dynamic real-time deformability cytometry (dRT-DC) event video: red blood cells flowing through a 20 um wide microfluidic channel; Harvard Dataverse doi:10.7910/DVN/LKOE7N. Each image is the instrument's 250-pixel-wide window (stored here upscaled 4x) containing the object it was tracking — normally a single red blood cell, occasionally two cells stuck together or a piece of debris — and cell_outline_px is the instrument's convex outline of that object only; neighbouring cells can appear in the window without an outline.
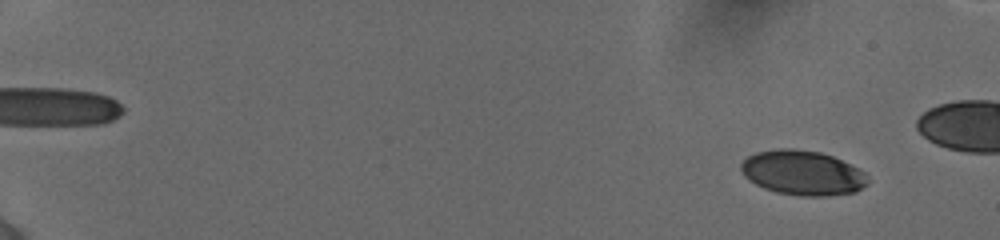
{"species": "human", "species_latin": "Homo sapiens", "temperature_condition": "cold", "stored_images_in_passage": 28, "camera_frame_rate_fps": 3000, "um_per_image_px": 0.085, "donor": {"sex": "female"}, "frame": {"image": 1, "passage_image": 4, "time_ms": 1.333, "image_size_px": [1000, 240], "cell_outline_px": [[868, 184], [856, 192], [828, 196], [800, 196], [776, 192], [764, 188], [748, 180], [744, 176], [740, 168], [740, 164], [748, 156], [756, 152], [776, 148], [792, 148], [820, 152], [832, 156], [864, 172], [868, 180]], "centroid_in_image_um": [68.19, 14.69], "position_along_channel_um": 16.8, "area_um2": 33.06}}
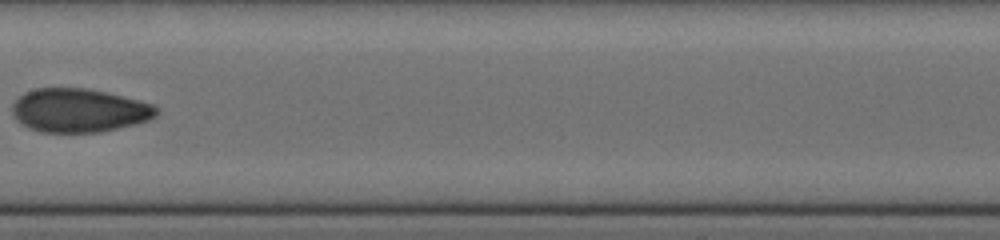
{"frame": {"image": 2, "passage_image": 22, "time_ms": 10.667, "image_size_px": [1000, 240], "cell_outline_px": [[160, 112], [156, 116], [148, 120], [100, 132], [40, 132], [28, 128], [20, 124], [12, 116], [12, 104], [24, 92], [36, 88], [88, 88], [140, 100], [152, 104], [160, 108]], "centroid_in_image_um": [6.7, 9.38], "position_along_channel_um": 200.7, "area_um2": 36.88}}
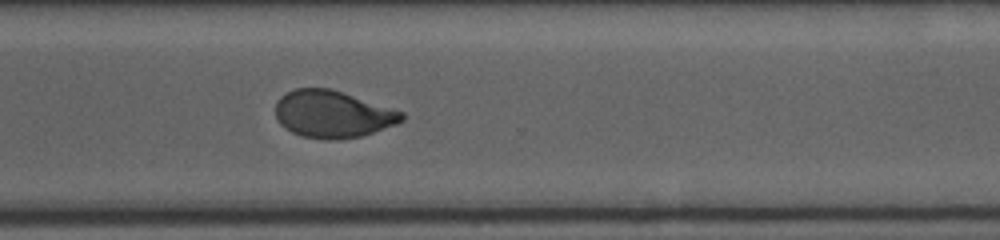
{"frame": {"image": 3, "passage_image": 28, "time_ms": 14.333, "image_size_px": [1000, 240], "cell_outline_px": [[404, 120], [396, 124], [360, 136], [336, 140], [324, 140], [300, 136], [292, 132], [280, 124], [276, 116], [276, 100], [280, 96], [296, 88], [328, 88], [404, 112]], "centroid_in_image_um": [28.24, 9.71], "position_along_channel_um": 342.4, "area_um2": 34.45}}